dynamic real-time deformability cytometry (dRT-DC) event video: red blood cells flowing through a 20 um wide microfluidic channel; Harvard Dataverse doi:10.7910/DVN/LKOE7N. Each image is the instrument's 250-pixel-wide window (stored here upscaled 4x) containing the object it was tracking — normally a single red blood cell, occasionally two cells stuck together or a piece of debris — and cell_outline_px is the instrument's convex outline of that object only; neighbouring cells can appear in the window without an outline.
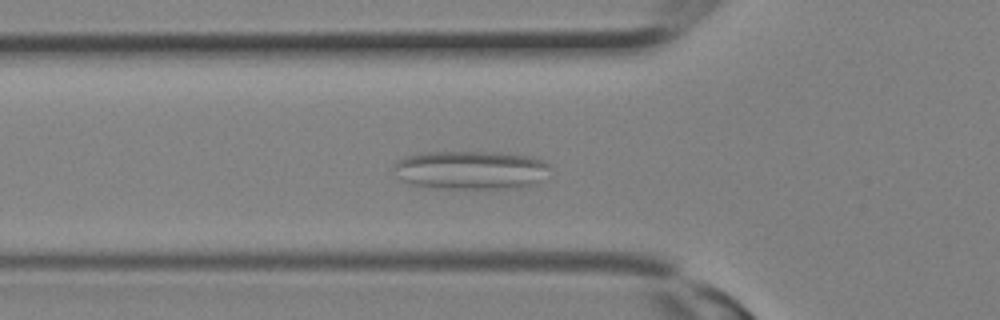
{"species": "Egyptian fruit bat (a non-hibernating species)", "species_latin": "Rousettus aegyptiacus", "temperature_condition": "room temperature", "stored_images_in_passage": 18, "camera_frame_rate_fps": 3000, "um_per_image_px": 0.085, "animal": {"sex": "female"}, "frame": {"image": 1, "passage_image": 10, "time_ms": 3.0, "image_size_px": [1000, 320], "cell_outline_px": [[552, 168], [540, 180], [524, 188], [428, 188], [412, 184], [400, 180], [392, 176], [392, 164], [408, 156], [428, 152], [496, 152], [532, 156], [544, 160]], "centroid_in_image_um": [39.98, 14.46], "position_along_channel_um": 85.8, "area_um2": 35.66}}
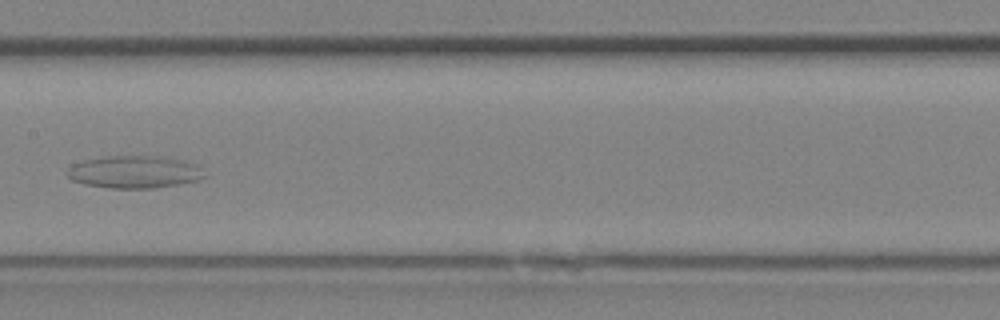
{"frame": {"image": 2, "passage_image": 15, "time_ms": 4.667, "image_size_px": [1000, 320], "cell_outline_px": [[204, 176], [200, 180], [180, 184], [152, 188], [108, 188], [84, 184], [72, 180], [68, 176], [68, 168], [72, 164], [84, 160], [104, 156], [172, 156], [188, 160], [196, 164], [200, 168]], "centroid_in_image_um": [11.46, 14.6], "position_along_channel_um": 195.9, "area_um2": 26.3}}
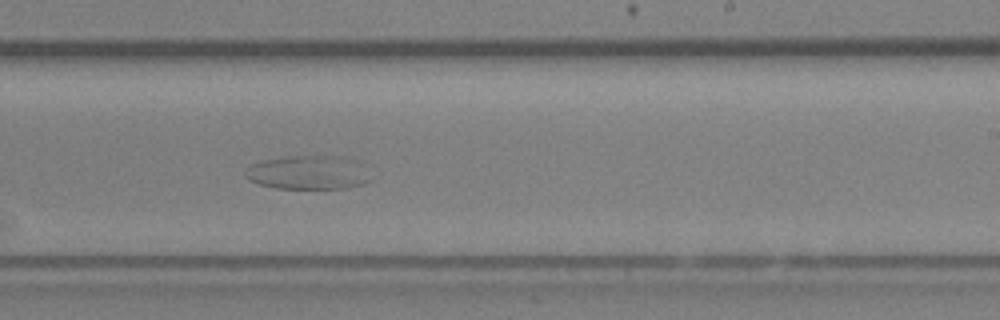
{"frame": {"image": 3, "passage_image": 18, "time_ms": 5.667, "image_size_px": [1000, 320], "cell_outline_px": [[372, 180], [364, 184], [348, 188], [276, 188], [260, 184], [248, 180], [244, 176], [244, 172], [252, 164], [264, 160], [288, 156], [352, 156], [356, 160]], "centroid_in_image_um": [26.21, 14.66], "position_along_channel_um": 262.8, "area_um2": 24.74}}